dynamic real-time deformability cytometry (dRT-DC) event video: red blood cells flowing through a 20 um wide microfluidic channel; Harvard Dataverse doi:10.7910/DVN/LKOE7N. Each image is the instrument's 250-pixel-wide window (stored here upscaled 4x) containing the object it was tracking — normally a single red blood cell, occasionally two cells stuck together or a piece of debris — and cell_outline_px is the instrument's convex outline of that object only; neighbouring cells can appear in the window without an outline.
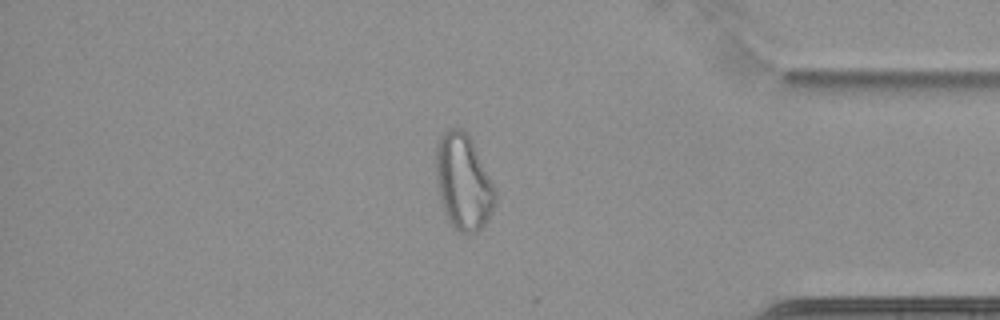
{"species": "common noctule bat (a hibernating species)", "species_latin": "Nyctalus noctula", "temperature_condition": "cold", "stored_images_in_passage": 64, "camera_frame_rate_fps": 3000, "um_per_image_px": 0.085, "animal": {"sex": "female", "body_mass_g": 22.7, "forearm_length_mm": 54.2}, "frame": {"image": 1, "passage_image": 55, "time_ms": 18.0, "image_size_px": [1000, 320], "cell_outline_px": [[496, 200], [492, 212], [484, 224], [476, 232], [460, 232], [448, 220], [444, 212], [440, 200], [436, 184], [436, 144], [440, 136], [448, 128], [460, 128], [468, 132], [472, 140], [496, 192]], "centroid_in_image_um": [39.36, 15.44], "position_along_channel_um": 395.8, "area_um2": 32.89}}